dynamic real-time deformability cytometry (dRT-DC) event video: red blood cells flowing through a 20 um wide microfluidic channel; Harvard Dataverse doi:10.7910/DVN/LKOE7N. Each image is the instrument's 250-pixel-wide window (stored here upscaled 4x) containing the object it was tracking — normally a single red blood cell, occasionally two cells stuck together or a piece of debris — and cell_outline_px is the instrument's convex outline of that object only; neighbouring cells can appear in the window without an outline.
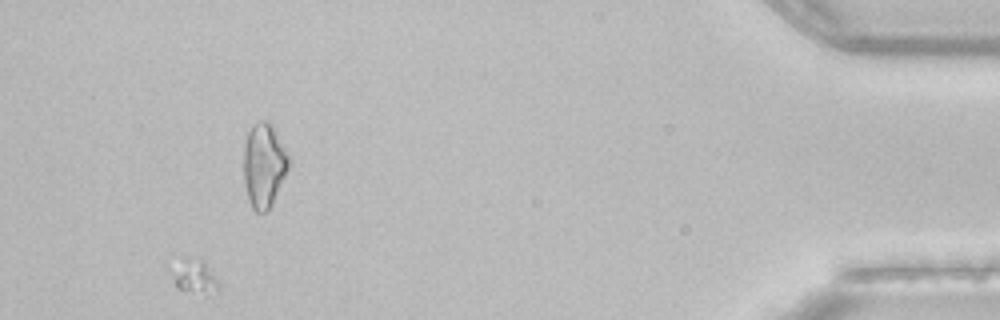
{"species": "common noctule bat (a hibernating species)", "species_latin": "Nyctalus noctula", "temperature_condition": "room temperature", "stored_images_in_passage": 45, "segment_of_instrument_passage": [2, 2], "camera_frame_rate_fps": 3000, "um_per_image_px": 0.085, "animal": {"sex": "female", "body_mass_g": 22.7, "forearm_length_mm": 54.2}, "frame": {"image": 1, "passage_image": 42, "time_ms": 13.667, "image_size_px": [1000, 320], "cell_outline_px": [[220, 288], [216, 292], [208, 296], [204, 296], [176, 288], [164, 268], [180, 256], [184, 256], [204, 260], [216, 276], [220, 284]], "centroid_in_image_um": [16.4, 23.47], "position_along_channel_um": 418.8, "area_um2": 10.81}}